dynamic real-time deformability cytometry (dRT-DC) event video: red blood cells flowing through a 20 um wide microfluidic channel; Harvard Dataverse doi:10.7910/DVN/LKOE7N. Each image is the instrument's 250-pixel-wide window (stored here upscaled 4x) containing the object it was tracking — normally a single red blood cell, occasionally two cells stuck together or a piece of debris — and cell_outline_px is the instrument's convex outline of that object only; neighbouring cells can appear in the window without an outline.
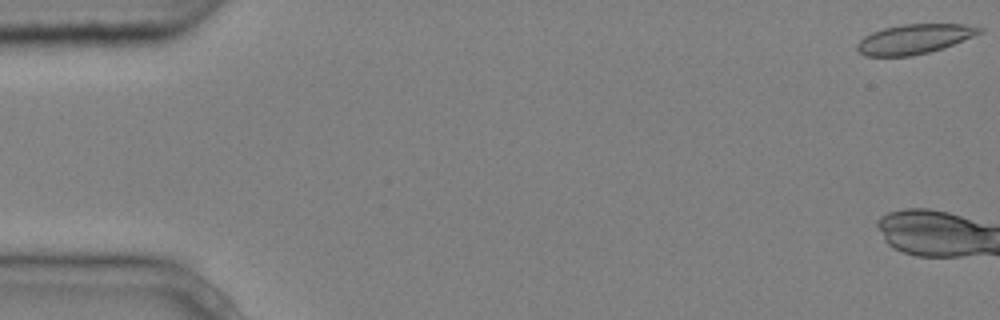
{"species": "common noctule bat (a hibernating species)", "species_latin": "Nyctalus noctula", "temperature_condition": "cold", "stored_images_in_passage": 9, "camera_frame_rate_fps": 3000, "um_per_image_px": 0.085, "animal": {"sex": "male", "body_mass_g": 20.4}, "frame": {"image": 1, "passage_image": 1, "time_ms": 0.0, "image_size_px": [1000, 320], "cell_outline_px": [[984, 32], [944, 48], [912, 56], [864, 56], [856, 48], [856, 44], [864, 36], [872, 32], [884, 28], [904, 24], [968, 24], [984, 28]], "centroid_in_image_um": [77.74, 3.31], "position_along_channel_um": 7.3, "area_um2": 21.27}}
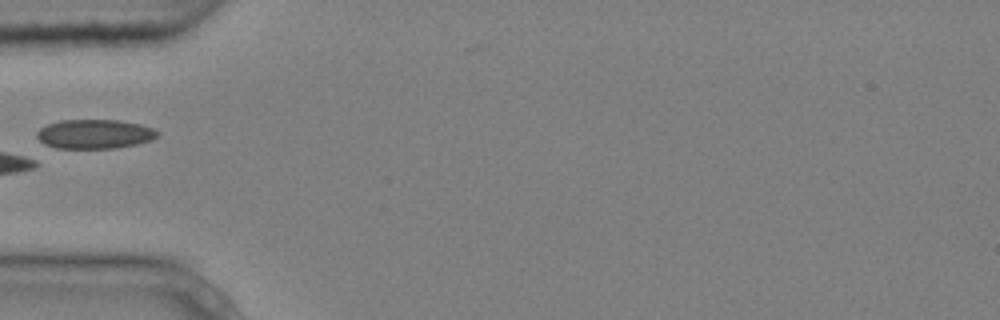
{"frame": {"image": 2, "passage_image": 8, "time_ms": 2.333, "image_size_px": [1000, 320], "cell_outline_px": [[160, 132], [152, 140], [136, 144], [116, 148], [56, 148], [44, 144], [36, 136], [36, 132], [40, 128], [48, 124], [60, 120], [120, 120], [140, 124], [152, 128]], "centroid_in_image_um": [8.04, 11.39], "position_along_channel_um": 77.0, "area_um2": 20.58}}
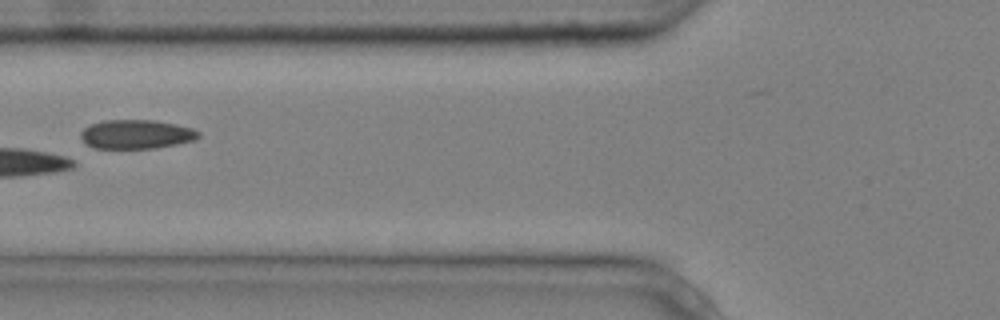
{"frame": {"image": 3, "passage_image": 9, "time_ms": 2.667, "image_size_px": [1000, 320], "cell_outline_px": [[200, 136], [196, 140], [156, 148], [96, 148], [88, 144], [80, 136], [80, 132], [84, 128], [92, 124], [104, 120], [156, 120], [176, 124], [192, 128], [200, 132]], "centroid_in_image_um": [11.63, 11.4], "position_along_channel_um": 114.2, "area_um2": 19.88}}